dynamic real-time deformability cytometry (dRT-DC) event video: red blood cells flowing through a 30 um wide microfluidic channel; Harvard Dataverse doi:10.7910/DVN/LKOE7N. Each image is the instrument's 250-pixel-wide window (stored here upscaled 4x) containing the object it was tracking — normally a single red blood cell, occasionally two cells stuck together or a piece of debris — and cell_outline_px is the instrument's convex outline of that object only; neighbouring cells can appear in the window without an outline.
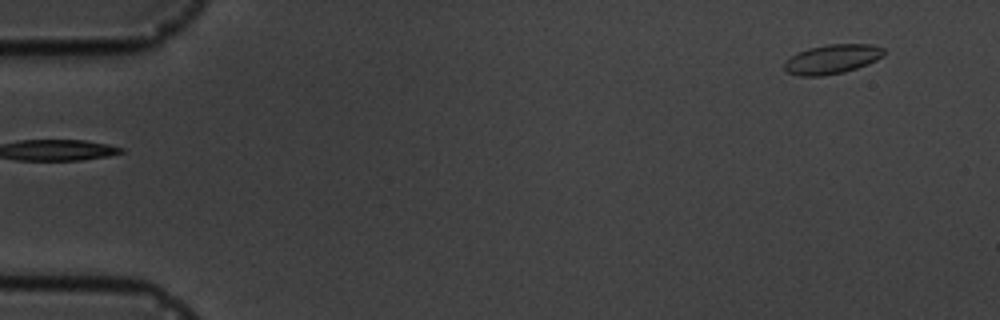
{"species": "common noctule bat (a hibernating species)", "species_latin": "Nyctalus noctula", "temperature_condition": "cold", "stored_images_in_passage": 2, "camera_frame_rate_fps": 3000, "um_per_image_px": 0.085, "animal": {"sex": "male", "body_mass_g": 19.5, "forearm_length_mm": 54.6}, "frame": {"image": 1, "passage_image": 2, "time_ms": 1.333, "image_size_px": [1000, 320], "cell_outline_px": [[884, 56], [868, 64], [844, 72], [820, 76], [800, 76], [784, 72], [784, 64], [792, 56], [808, 48], [828, 44], [872, 44], [884, 48]], "centroid_in_image_um": [70.74, 5.03], "position_along_channel_um": 14.3, "area_um2": 16.99}}